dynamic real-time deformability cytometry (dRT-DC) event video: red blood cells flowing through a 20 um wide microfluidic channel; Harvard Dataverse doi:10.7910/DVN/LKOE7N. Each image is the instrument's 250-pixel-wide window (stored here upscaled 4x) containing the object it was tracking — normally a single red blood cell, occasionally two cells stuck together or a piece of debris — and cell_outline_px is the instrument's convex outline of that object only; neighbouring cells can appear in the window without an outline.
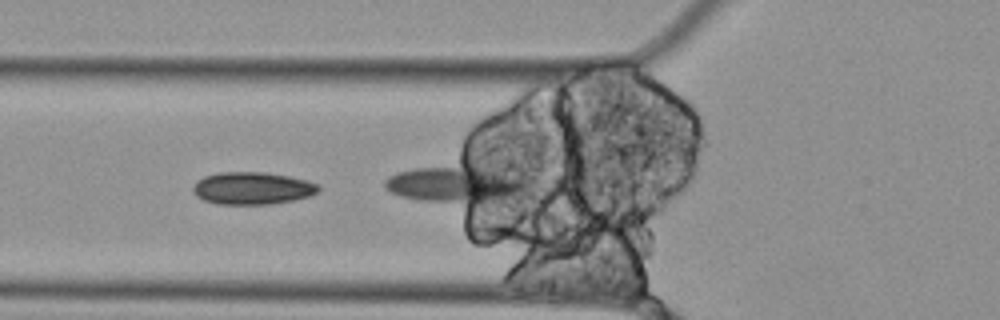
{"species": "Egyptian fruit bat (a non-hibernating species)", "species_latin": "Rousettus aegyptiacus", "temperature_condition": "cold", "stored_images_in_passage": 22, "camera_frame_rate_fps": 3000, "um_per_image_px": 0.085, "animal": {"sex": "female"}, "frame": {"image": 1, "passage_image": 19, "time_ms": 6.0, "image_size_px": [1000, 320], "cell_outline_px": [[320, 188], [316, 192], [308, 196], [292, 200], [268, 204], [216, 204], [204, 200], [196, 196], [192, 192], [192, 188], [196, 180], [204, 176], [220, 172], [268, 172], [308, 180], [320, 184]], "centroid_in_image_um": [21.42, 15.99], "position_along_channel_um": 104.4, "area_um2": 23.81}}